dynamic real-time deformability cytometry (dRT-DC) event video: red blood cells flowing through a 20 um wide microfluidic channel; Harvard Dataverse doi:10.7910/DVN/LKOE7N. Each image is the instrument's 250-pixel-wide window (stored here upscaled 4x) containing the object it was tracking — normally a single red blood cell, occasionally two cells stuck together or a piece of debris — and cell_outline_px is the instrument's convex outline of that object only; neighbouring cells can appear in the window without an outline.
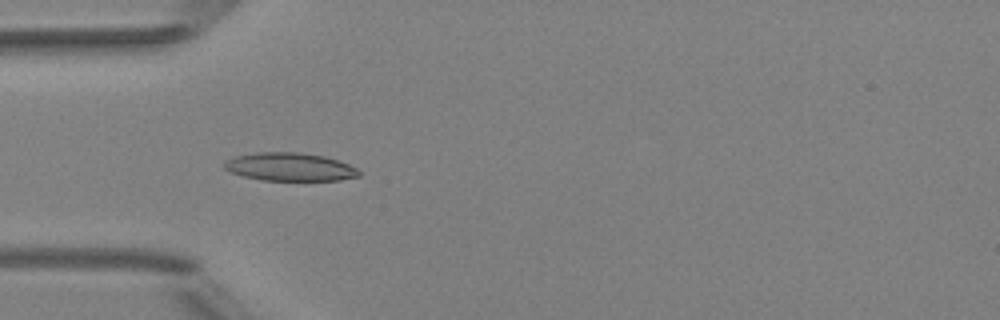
{"species": "Egyptian fruit bat (a non-hibernating species)", "species_latin": "Rousettus aegyptiacus", "temperature_condition": "room temperature", "stored_images_in_passage": 6, "camera_frame_rate_fps": 3000, "um_per_image_px": 0.085, "animal": {"sex": "female"}, "frame": {"image": 1, "passage_image": 4, "time_ms": 3.333, "image_size_px": [1000, 320], "cell_outline_px": [[360, 176], [340, 180], [264, 180], [244, 176], [232, 172], [224, 168], [224, 164], [228, 160], [236, 156], [256, 152], [300, 152], [324, 156], [348, 164], [356, 168], [360, 172]], "centroid_in_image_um": [24.66, 14.18], "position_along_channel_um": 60.3, "area_um2": 21.85}}
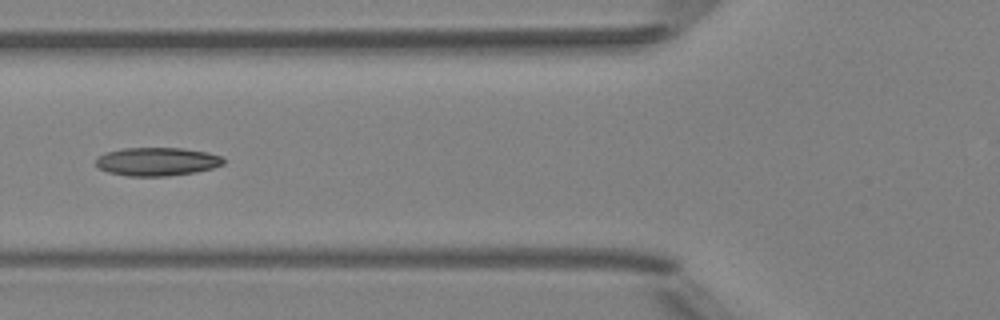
{"frame": {"image": 2, "passage_image": 5, "time_ms": 4.667, "image_size_px": [1000, 320], "cell_outline_px": [[224, 164], [212, 168], [196, 172], [168, 176], [128, 176], [108, 172], [100, 168], [96, 164], [96, 156], [104, 152], [124, 148], [184, 148], [208, 152], [224, 156]], "centroid_in_image_um": [13.36, 13.73], "position_along_channel_um": 112.4, "area_um2": 21.33}}
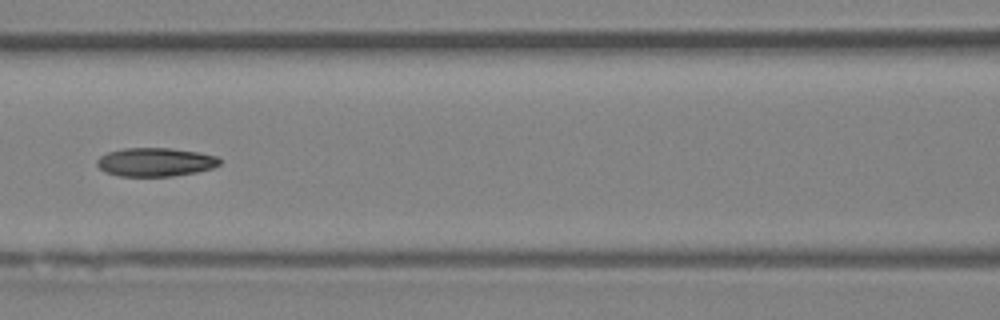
{"frame": {"image": 3, "passage_image": 6, "time_ms": 5.667, "image_size_px": [1000, 320], "cell_outline_px": [[220, 164], [212, 168], [196, 172], [172, 176], [120, 176], [104, 172], [96, 164], [96, 160], [100, 156], [108, 152], [124, 148], [168, 148], [200, 152], [216, 156], [220, 160]], "centroid_in_image_um": [13.19, 13.77], "position_along_channel_um": 153.4, "area_um2": 20.46}}